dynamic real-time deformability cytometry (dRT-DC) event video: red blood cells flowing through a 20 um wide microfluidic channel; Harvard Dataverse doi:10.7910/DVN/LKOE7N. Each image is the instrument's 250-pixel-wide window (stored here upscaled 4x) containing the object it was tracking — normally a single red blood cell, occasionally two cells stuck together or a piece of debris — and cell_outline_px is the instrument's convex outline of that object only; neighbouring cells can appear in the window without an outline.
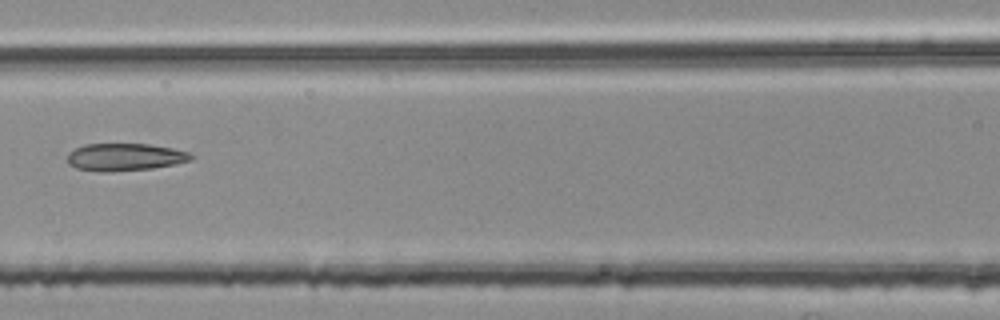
{"species": "common noctule bat (a hibernating species)", "species_latin": "Nyctalus noctula", "temperature_condition": "room temperature", "stored_images_in_passage": 7, "segment_of_instrument_passage": [2, 2], "camera_frame_rate_fps": 3000, "um_per_image_px": 0.085, "animal": {"sex": "female", "body_mass_g": 25.1}, "frame": {"image": 1, "passage_image": 7, "time_ms": 2.0, "image_size_px": [1000, 320], "cell_outline_px": [[196, 156], [192, 160], [176, 164], [152, 168], [108, 172], [96, 172], [76, 168], [68, 164], [68, 152], [84, 144], [148, 144], [172, 148], [192, 152]], "centroid_in_image_um": [10.65, 13.35], "position_along_channel_um": 156.0, "area_um2": 20.06}}